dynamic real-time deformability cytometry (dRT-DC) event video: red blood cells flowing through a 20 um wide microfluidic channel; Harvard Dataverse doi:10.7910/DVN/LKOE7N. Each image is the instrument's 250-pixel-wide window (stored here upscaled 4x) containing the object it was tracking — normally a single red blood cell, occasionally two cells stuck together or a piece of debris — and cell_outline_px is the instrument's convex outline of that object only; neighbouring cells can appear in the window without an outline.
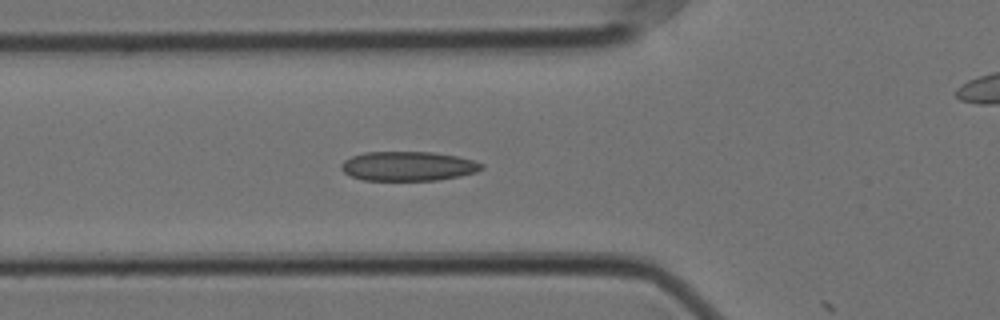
{"species": "Egyptian fruit bat (a non-hibernating species)", "species_latin": "Rousettus aegyptiacus", "temperature_condition": "cold", "stored_images_in_passage": 20, "camera_frame_rate_fps": 3000, "um_per_image_px": 0.085, "animal": {"sex": "female"}, "frame": {"image": 1, "passage_image": 19, "time_ms": 6.0, "image_size_px": [1000, 320], "cell_outline_px": [[484, 168], [476, 172], [460, 176], [436, 180], [364, 180], [352, 176], [344, 172], [340, 168], [340, 164], [344, 160], [352, 156], [364, 152], [432, 152], [456, 156], [472, 160], [484, 164]], "centroid_in_image_um": [34.68, 14.12], "position_along_channel_um": 91.1, "area_um2": 23.99}}